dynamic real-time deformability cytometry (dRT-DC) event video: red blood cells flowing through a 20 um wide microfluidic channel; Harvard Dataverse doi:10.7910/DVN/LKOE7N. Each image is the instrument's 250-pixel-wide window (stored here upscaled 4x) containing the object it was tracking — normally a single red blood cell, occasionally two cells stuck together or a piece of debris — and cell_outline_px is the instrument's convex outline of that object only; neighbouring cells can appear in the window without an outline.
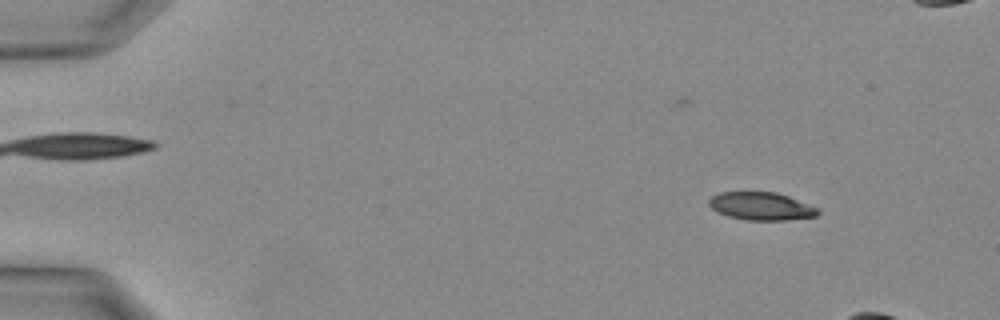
{"species": "Egyptian fruit bat (a non-hibernating species)", "species_latin": "Rousettus aegyptiacus", "temperature_condition": "warm", "stored_images_in_passage": 11, "camera_frame_rate_fps": 3000, "um_per_image_px": 0.085, "animal": {"sex": "female"}, "frame": {"image": 1, "passage_image": 4, "time_ms": 1.0, "image_size_px": [1000, 320], "cell_outline_px": [[820, 212], [816, 216], [788, 220], [744, 220], [728, 216], [712, 208], [708, 204], [708, 200], [712, 196], [720, 192], [776, 192], [788, 196], [808, 204], [816, 208]], "centroid_in_image_um": [64.69, 17.53], "position_along_channel_um": 20.3, "area_um2": 17.57}}